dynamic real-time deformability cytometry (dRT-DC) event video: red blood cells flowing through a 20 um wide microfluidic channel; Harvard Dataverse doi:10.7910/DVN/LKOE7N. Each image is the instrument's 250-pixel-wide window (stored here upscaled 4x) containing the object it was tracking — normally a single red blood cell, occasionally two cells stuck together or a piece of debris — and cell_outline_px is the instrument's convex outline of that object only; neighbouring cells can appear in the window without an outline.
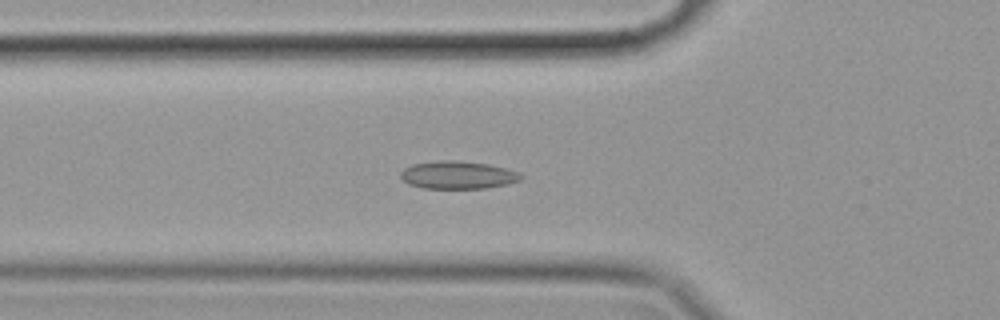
{"species": "common noctule bat (a hibernating species)", "species_latin": "Nyctalus noctula", "temperature_condition": "cold", "stored_images_in_passage": 42, "camera_frame_rate_fps": 3000, "um_per_image_px": 0.085, "animal": {"sex": "female", "body_mass_g": 19.9}, "frame": {"image": 1, "passage_image": 4, "time_ms": 1.0, "image_size_px": [1000, 320], "cell_outline_px": [[524, 176], [520, 180], [508, 184], [484, 188], [420, 188], [408, 184], [400, 176], [400, 172], [404, 168], [412, 164], [436, 160], [456, 160], [488, 164], [520, 172]], "centroid_in_image_um": [38.9, 14.87], "position_along_channel_um": 86.9, "area_um2": 19.59}}
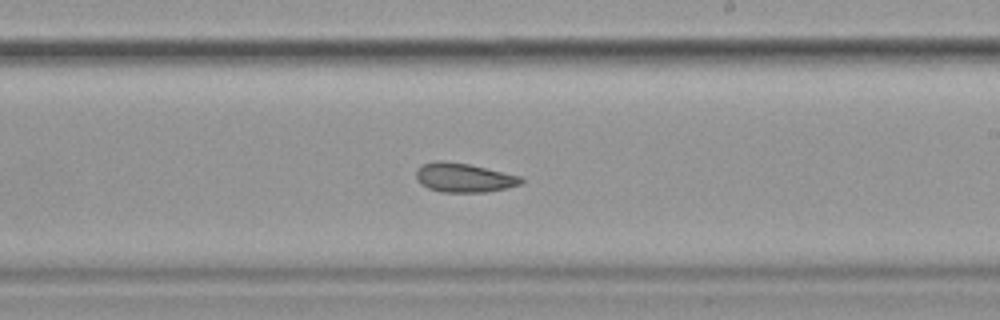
{"frame": {"image": 2, "passage_image": 18, "time_ms": 5.667, "image_size_px": [1000, 320], "cell_outline_px": [[524, 180], [520, 184], [488, 192], [440, 192], [428, 188], [420, 184], [416, 180], [416, 168], [420, 164], [436, 160], [444, 160], [468, 164], [520, 176]], "centroid_in_image_um": [39.34, 15.09], "position_along_channel_um": 249.7, "area_um2": 17.92}}
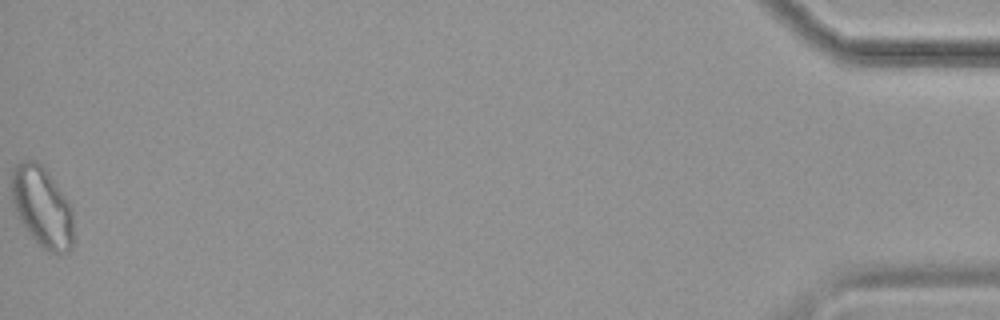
{"frame": {"image": 3, "passage_image": 42, "time_ms": 13.667, "image_size_px": [1000, 320], "cell_outline_px": [[76, 240], [72, 248], [68, 252], [60, 256], [48, 252], [28, 232], [20, 220], [16, 212], [12, 200], [12, 168], [16, 164], [24, 160], [36, 160], [44, 168], [68, 200], [72, 208]], "centroid_in_image_um": [3.64, 17.65], "position_along_channel_um": 431.6, "area_um2": 29.42}, "authors_computed_cell_mechanics": {"area_um2": 18.4382, "velocity_mm_per_s": 3.489, "shape_relaxation_time_tau1_ms": null, "shape_relaxation_time_tau2_ms": 2.7054, "deformation_change_tau1": null, "deformation_change_tau2": 0.0634}}